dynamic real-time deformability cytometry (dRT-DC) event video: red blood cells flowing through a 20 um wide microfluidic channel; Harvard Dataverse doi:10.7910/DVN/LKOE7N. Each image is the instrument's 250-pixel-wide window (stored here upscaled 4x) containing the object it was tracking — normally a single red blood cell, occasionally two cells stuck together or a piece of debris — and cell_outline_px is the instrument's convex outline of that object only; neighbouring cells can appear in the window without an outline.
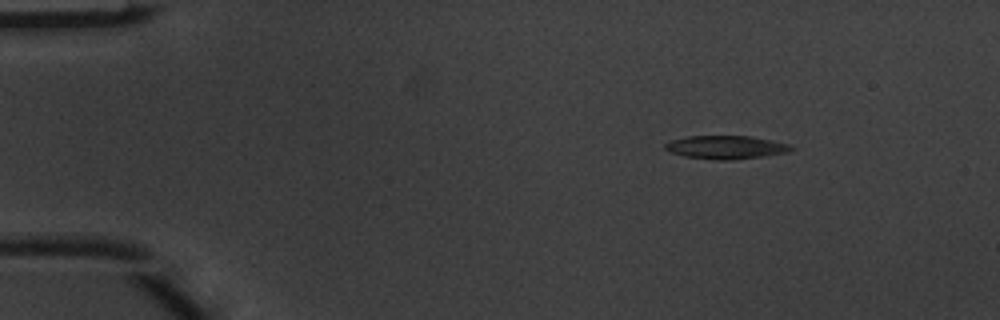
{"species": "common noctule bat (a hibernating species)", "species_latin": "Nyctalus noctula", "temperature_condition": "warm", "stored_images_in_passage": 3, "camera_frame_rate_fps": 3000, "um_per_image_px": 0.085, "animal": {"sex": "male", "body_mass_g": 20.1, "forearm_length_mm": 53.5}, "frame": {"image": 1, "passage_image": 1, "time_ms": 0.0, "image_size_px": [1000, 320], "cell_outline_px": [[796, 148], [788, 152], [764, 156], [732, 160], [716, 160], [684, 156], [672, 152], [664, 148], [664, 144], [672, 140], [688, 136], [748, 136], [788, 144]], "centroid_in_image_um": [61.7, 12.52], "position_along_channel_um": 23.3, "area_um2": 16.94}}